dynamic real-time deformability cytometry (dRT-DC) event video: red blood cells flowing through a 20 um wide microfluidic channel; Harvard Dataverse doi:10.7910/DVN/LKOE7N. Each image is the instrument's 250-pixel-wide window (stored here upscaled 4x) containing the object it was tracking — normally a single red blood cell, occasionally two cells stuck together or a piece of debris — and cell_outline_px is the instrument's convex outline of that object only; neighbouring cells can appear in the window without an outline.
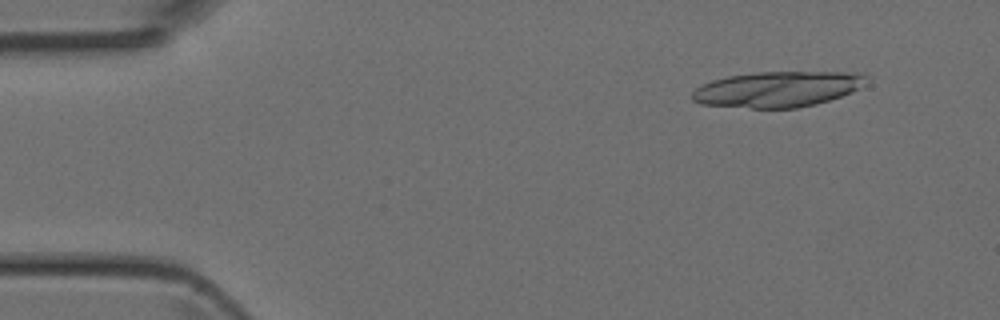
{"species": "Egyptian fruit bat (a non-hibernating species)", "species_latin": "Rousettus aegyptiacus", "temperature_condition": "room temperature", "stored_images_in_passage": 6, "camera_frame_rate_fps": 3000, "um_per_image_px": 0.085, "animal": {"sex": "female"}, "frame": {"image": 1, "passage_image": 2, "time_ms": 0.333, "image_size_px": [1000, 320], "cell_outline_px": [[872, 76], [860, 88], [852, 92], [816, 104], [796, 108], [752, 108], [700, 104], [692, 100], [692, 92], [700, 84], [712, 80], [728, 76], [756, 72], [864, 72]], "centroid_in_image_um": [66.14, 7.57], "position_along_channel_um": 18.9, "area_um2": 36.53}}
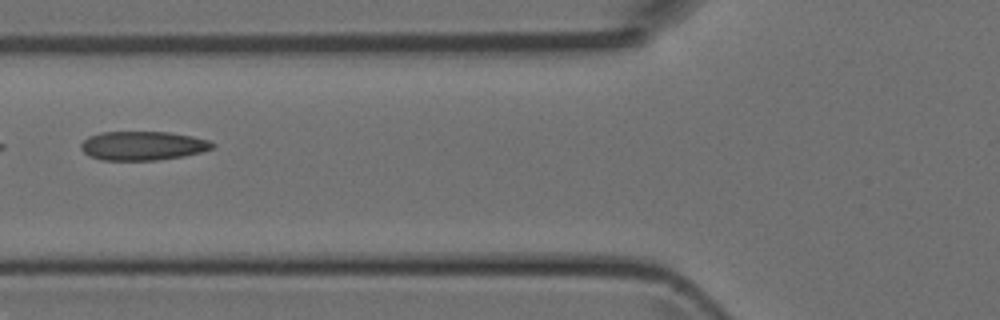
{"frame": {"image": 2, "passage_image": 5, "time_ms": 1.333, "image_size_px": [1000, 320], "cell_outline_px": [[216, 144], [212, 148], [200, 152], [184, 156], [156, 160], [100, 160], [88, 156], [80, 148], [80, 144], [88, 136], [100, 132], [168, 132], [192, 136], [208, 140]], "centroid_in_image_um": [12.1, 12.39], "position_along_channel_um": 113.7, "area_um2": 22.25}}
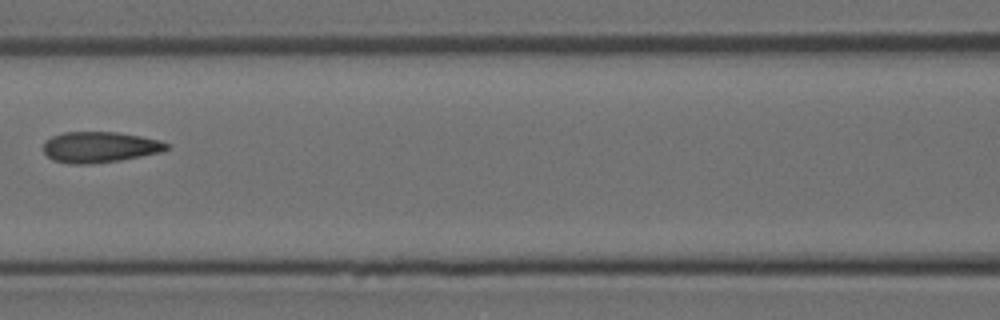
{"frame": {"image": 3, "passage_image": 6, "time_ms": 1.667, "image_size_px": [1000, 320], "cell_outline_px": [[168, 148], [160, 152], [120, 160], [88, 164], [68, 164], [52, 160], [44, 152], [44, 140], [52, 136], [64, 132], [116, 132], [140, 136], [160, 140], [168, 144]], "centroid_in_image_um": [8.43, 12.5], "position_along_channel_um": 158.2, "area_um2": 22.08}}